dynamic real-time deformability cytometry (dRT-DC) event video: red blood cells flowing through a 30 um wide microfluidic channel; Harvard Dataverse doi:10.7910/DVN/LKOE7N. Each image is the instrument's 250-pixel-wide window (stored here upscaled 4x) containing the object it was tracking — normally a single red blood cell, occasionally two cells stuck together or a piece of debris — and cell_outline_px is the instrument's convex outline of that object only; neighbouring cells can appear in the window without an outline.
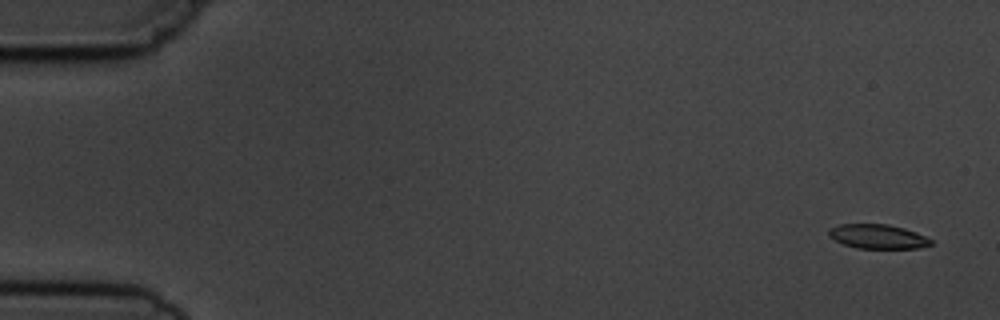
{"species": "common noctule bat (a hibernating species)", "species_latin": "Nyctalus noctula", "temperature_condition": "cold", "stored_images_in_passage": 6, "camera_frame_rate_fps": 3000, "um_per_image_px": 0.085, "animal": {"sex": "male", "body_mass_g": 19.5, "forearm_length_mm": 54.6}, "frame": {"image": 1, "passage_image": 1, "time_ms": 0.0, "image_size_px": [1000, 320], "cell_outline_px": [[932, 244], [920, 248], [856, 248], [844, 244], [828, 236], [828, 232], [832, 228], [840, 224], [888, 224], [904, 228], [916, 232], [932, 240]], "centroid_in_image_um": [74.63, 20.1], "position_along_channel_um": 10.4, "area_um2": 14.33}}